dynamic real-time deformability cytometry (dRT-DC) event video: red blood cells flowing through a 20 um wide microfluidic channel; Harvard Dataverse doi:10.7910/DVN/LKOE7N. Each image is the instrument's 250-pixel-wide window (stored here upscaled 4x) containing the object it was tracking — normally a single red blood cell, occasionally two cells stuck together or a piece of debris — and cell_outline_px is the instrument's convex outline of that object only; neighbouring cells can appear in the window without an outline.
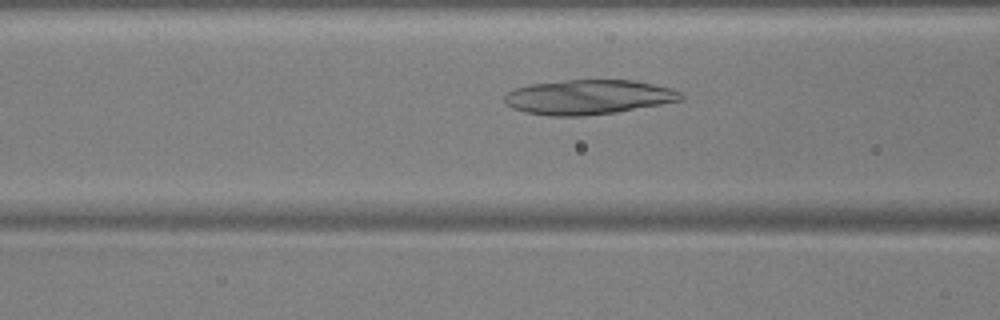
{"species": "common noctule bat (a hibernating species)", "species_latin": "Nyctalus noctula", "temperature_condition": "warm", "stored_images_in_passage": 43, "camera_frame_rate_fps": 3000, "um_per_image_px": 0.085, "animal": {"sex": "male", "body_mass_g": 17.9, "forearm_length_mm": 54.2}, "frame": {"image": 1, "passage_image": 12, "time_ms": 3.667, "image_size_px": [1000, 320], "cell_outline_px": [[684, 100], [616, 112], [580, 116], [548, 116], [524, 112], [512, 108], [504, 100], [504, 96], [512, 88], [532, 84], [564, 80], [632, 80], [652, 84], [668, 88], [680, 92], [684, 96]], "centroid_in_image_um": [49.98, 8.25], "position_along_channel_um": 116.6, "area_um2": 35.55}}
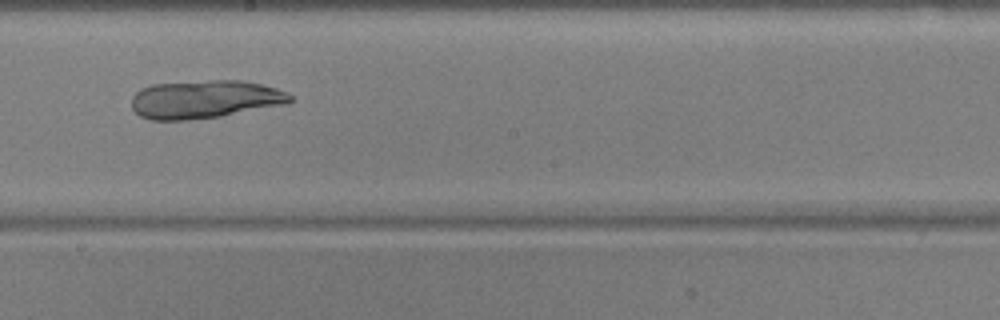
{"frame": {"image": 2, "passage_image": 21, "time_ms": 6.667, "image_size_px": [1000, 320], "cell_outline_px": [[292, 100], [288, 104], [220, 116], [188, 120], [148, 120], [140, 116], [132, 108], [132, 96], [140, 88], [152, 84], [212, 80], [240, 80], [260, 84], [276, 88], [292, 96]], "centroid_in_image_um": [17.38, 8.44], "position_along_channel_um": 230.8, "area_um2": 35.32}}
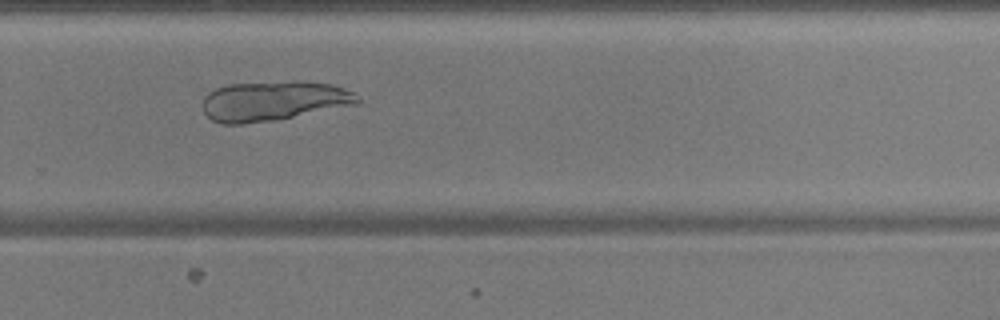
{"frame": {"image": 3, "passage_image": 27, "time_ms": 8.667, "image_size_px": [1000, 320], "cell_outline_px": [[360, 100], [356, 104], [276, 120], [240, 124], [224, 124], [212, 120], [204, 112], [204, 96], [208, 92], [216, 88], [232, 84], [292, 80], [304, 80], [332, 84], [352, 92], [360, 96]], "centroid_in_image_um": [23.26, 8.56], "position_along_channel_um": 306.5, "area_um2": 35.95}}